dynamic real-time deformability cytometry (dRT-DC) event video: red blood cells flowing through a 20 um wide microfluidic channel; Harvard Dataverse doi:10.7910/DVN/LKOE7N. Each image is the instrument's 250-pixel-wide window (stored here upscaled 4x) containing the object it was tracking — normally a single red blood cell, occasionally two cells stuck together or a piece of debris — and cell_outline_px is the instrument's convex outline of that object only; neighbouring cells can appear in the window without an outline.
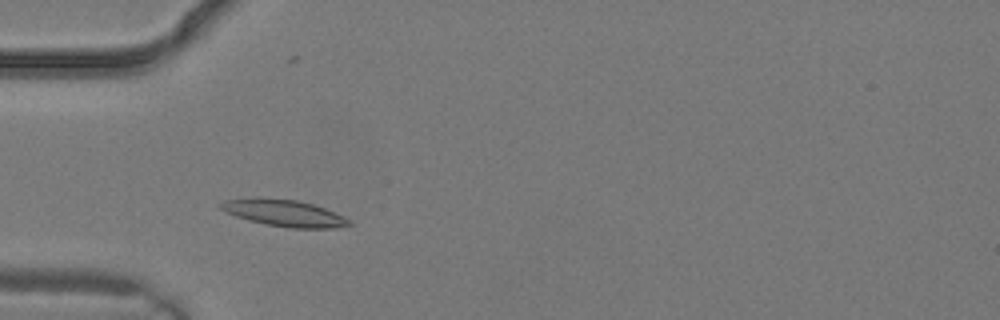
{"species": "common noctule bat (a hibernating species)", "species_latin": "Nyctalus noctula", "temperature_condition": "warm", "stored_images_in_passage": 2, "camera_frame_rate_fps": 3000, "um_per_image_px": 0.085, "animal": {"sex": "male", "body_mass_g": 19.2, "forearm_length_mm": 51.8}, "frame": {"image": 1, "passage_image": 2, "time_ms": 0.333, "image_size_px": [1000, 320], "cell_outline_px": [[352, 224], [336, 228], [288, 228], [264, 224], [248, 220], [224, 212], [216, 204], [224, 200], [256, 196], [260, 196], [296, 200], [312, 204], [324, 208], [348, 220]], "centroid_in_image_um": [24.02, 18.09], "position_along_channel_um": 61.0, "area_um2": 20.17}}